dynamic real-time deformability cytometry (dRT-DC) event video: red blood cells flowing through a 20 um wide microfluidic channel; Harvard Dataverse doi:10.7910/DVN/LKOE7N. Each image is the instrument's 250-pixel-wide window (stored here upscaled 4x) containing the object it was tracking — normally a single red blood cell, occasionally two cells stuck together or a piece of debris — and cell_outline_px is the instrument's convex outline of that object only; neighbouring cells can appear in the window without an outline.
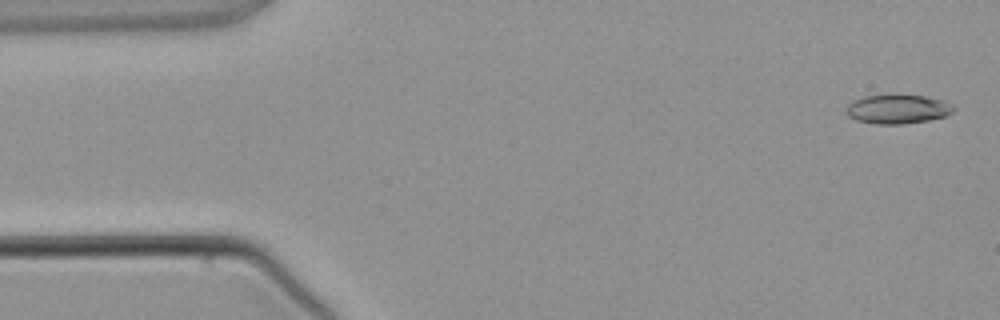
{"species": "common noctule bat (a hibernating species)", "species_latin": "Nyctalus noctula", "temperature_condition": "warm", "stored_images_in_passage": 5, "camera_frame_rate_fps": 3000, "um_per_image_px": 0.085, "animal": {"sex": "male", "body_mass_g": 21.5, "forearm_length_mm": 52.0}, "frame": {"image": 1, "passage_image": 5, "time_ms": 5.667, "image_size_px": [1000, 320], "cell_outline_px": [[956, 108], [952, 112], [944, 116], [928, 120], [904, 124], [876, 124], [856, 120], [848, 116], [844, 112], [844, 108], [852, 100], [864, 96], [924, 96], [944, 100], [952, 104]], "centroid_in_image_um": [76.26, 9.29], "position_along_channel_um": 8.7, "area_um2": 18.15}}